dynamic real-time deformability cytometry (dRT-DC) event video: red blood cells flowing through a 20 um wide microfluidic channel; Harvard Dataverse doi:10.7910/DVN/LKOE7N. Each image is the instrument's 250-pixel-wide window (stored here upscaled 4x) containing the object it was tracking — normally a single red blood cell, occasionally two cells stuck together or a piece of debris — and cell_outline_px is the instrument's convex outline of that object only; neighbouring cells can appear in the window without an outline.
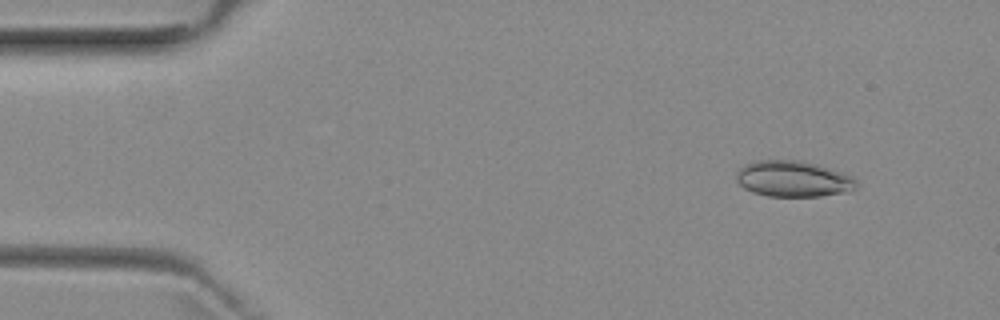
{"species": "common noctule bat (a hibernating species)", "species_latin": "Nyctalus noctula", "temperature_condition": "room temperature", "stored_images_in_passage": 3, "camera_frame_rate_fps": 3000, "um_per_image_px": 0.085, "animal": {"sex": "female", "body_mass_g": 29.2, "forearm_length_mm": 56.3}, "frame": {"image": 1, "passage_image": 1, "time_ms": 0.0, "image_size_px": [1000, 320], "cell_outline_px": [[860, 184], [856, 188], [848, 192], [820, 196], [768, 196], [752, 192], [744, 188], [736, 180], [736, 172], [744, 164], [756, 160], [796, 160], [816, 164], [852, 176]], "centroid_in_image_um": [67.42, 15.21], "position_along_channel_um": 17.6, "area_um2": 25.26}}